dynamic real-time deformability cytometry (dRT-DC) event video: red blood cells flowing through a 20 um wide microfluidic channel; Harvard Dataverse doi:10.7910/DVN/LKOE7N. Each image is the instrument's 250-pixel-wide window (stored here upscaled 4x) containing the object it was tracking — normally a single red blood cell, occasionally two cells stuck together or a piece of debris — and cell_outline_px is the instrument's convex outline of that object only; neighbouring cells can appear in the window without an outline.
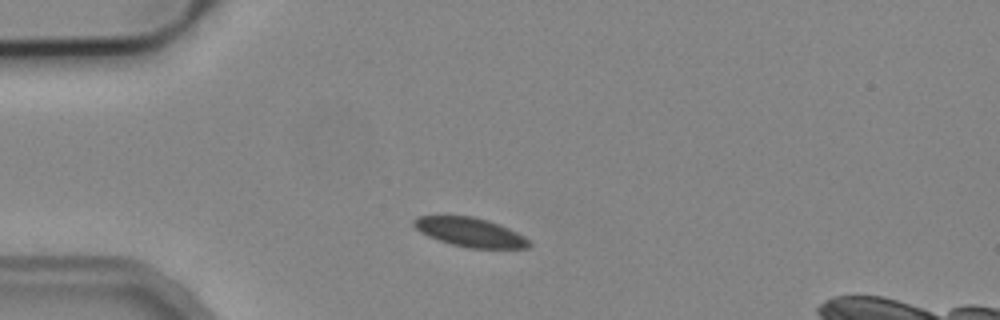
{"species": "common noctule bat (a hibernating species)", "species_latin": "Nyctalus noctula", "temperature_condition": "cold", "stored_images_in_passage": 5, "camera_frame_rate_fps": 3000, "um_per_image_px": 0.085, "animal": {"sex": "male", "body_mass_g": 19.2, "forearm_length_mm": 51.8}, "frame": {"image": 1, "passage_image": 1, "time_ms": 0.0, "image_size_px": [1000, 320], "cell_outline_px": [[532, 244], [528, 248], [468, 248], [452, 244], [428, 236], [420, 232], [412, 224], [412, 220], [416, 216], [472, 216], [488, 220], [500, 224], [524, 236]], "centroid_in_image_um": [39.95, 19.73], "position_along_channel_um": 45.0, "area_um2": 19.48}}